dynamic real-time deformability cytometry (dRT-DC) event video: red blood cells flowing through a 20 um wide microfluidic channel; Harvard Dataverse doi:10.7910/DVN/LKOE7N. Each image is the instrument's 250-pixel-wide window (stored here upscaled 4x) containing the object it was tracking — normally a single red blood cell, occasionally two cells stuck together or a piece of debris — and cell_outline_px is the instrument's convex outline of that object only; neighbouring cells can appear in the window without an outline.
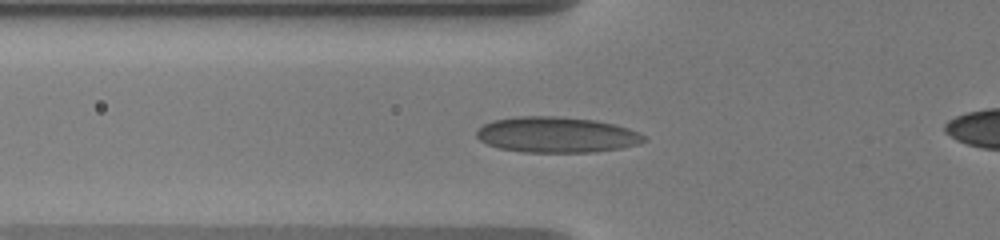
{"species": "human", "species_latin": "Homo sapiens", "temperature_condition": "warm", "stored_images_in_passage": 12, "camera_frame_rate_fps": 3000, "um_per_image_px": 0.085, "donor": {"sex": "male"}, "frame": {"image": 1, "passage_image": 10, "time_ms": 6.0, "image_size_px": [1000, 240], "cell_outline_px": [[648, 140], [640, 144], [620, 148], [596, 152], [524, 152], [500, 148], [488, 144], [480, 140], [476, 136], [476, 132], [484, 124], [492, 120], [516, 116], [556, 116], [596, 120], [628, 128], [644, 136]], "centroid_in_image_um": [47.31, 11.45], "position_along_channel_um": 78.5, "area_um2": 34.8}}
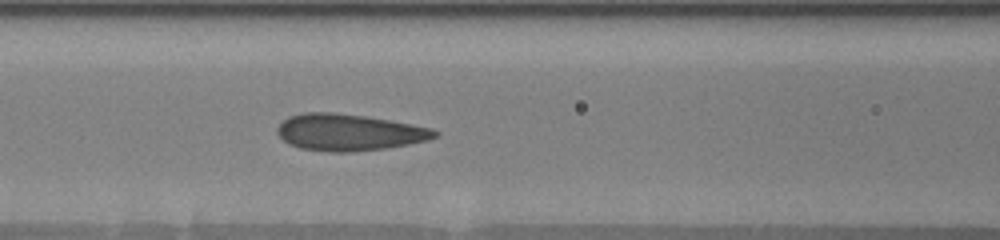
{"frame": {"image": 2, "passage_image": 12, "time_ms": 7.667, "image_size_px": [1000, 240], "cell_outline_px": [[440, 132], [436, 136], [428, 140], [408, 144], [384, 148], [348, 152], [328, 152], [300, 148], [288, 144], [276, 132], [276, 128], [288, 116], [304, 112], [332, 112], [364, 116], [388, 120], [432, 128]], "centroid_in_image_um": [29.63, 11.25], "position_along_channel_um": 137.0, "area_um2": 33.47}}